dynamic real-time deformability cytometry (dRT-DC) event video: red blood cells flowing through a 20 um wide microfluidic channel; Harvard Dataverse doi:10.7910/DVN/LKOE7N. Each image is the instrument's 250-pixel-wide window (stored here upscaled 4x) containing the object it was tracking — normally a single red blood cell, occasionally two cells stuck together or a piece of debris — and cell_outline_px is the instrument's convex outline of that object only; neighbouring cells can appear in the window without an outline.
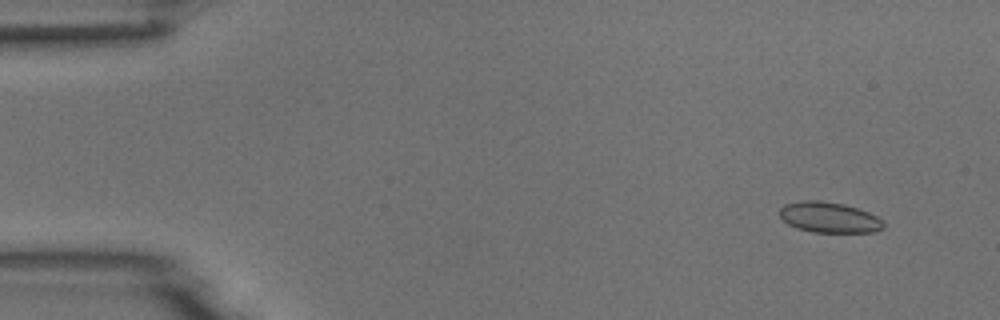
{"species": "common noctule bat (a hibernating species)", "species_latin": "Nyctalus noctula", "temperature_condition": "room temperature", "stored_images_in_passage": 9, "camera_frame_rate_fps": 3000, "um_per_image_px": 0.085, "animal": {"sex": "male", "body_mass_g": 18.8}, "frame": {"image": 1, "passage_image": 2, "time_ms": 1.333, "image_size_px": [1000, 320], "cell_outline_px": [[884, 228], [876, 232], [812, 232], [796, 228], [788, 224], [780, 216], [780, 208], [784, 204], [804, 200], [820, 200], [844, 204], [868, 212], [876, 216], [884, 224]], "centroid_in_image_um": [70.46, 18.48], "position_along_channel_um": 14.5, "area_um2": 18.5}}